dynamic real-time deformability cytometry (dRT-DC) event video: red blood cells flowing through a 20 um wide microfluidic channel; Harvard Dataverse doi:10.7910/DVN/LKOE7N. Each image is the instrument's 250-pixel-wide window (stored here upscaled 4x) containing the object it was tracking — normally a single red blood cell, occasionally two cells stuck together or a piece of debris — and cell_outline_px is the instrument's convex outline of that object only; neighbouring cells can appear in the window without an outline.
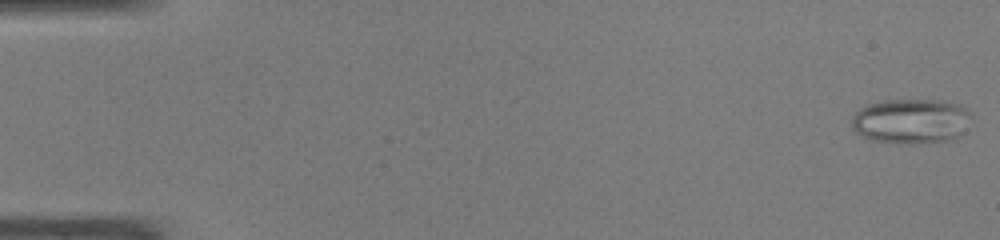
{"species": "common noctule bat (a hibernating species)", "species_latin": "Nyctalus noctula", "temperature_condition": "warm", "stored_images_in_passage": 48, "camera_frame_rate_fps": 3000, "um_per_image_px": 0.085, "animal": {"sex": "male", "body_mass_g": 19.0, "forearm_length_mm": 50.8}, "frame": {"image": 1, "passage_image": 1, "time_ms": 0.0, "image_size_px": [1000, 240], "cell_outline_px": [[968, 112], [960, 136], [948, 140], [912, 144], [908, 144], [872, 140], [860, 136], [852, 128], [852, 116], [860, 108], [868, 104], [884, 100], [944, 100], [956, 104], [964, 108]], "centroid_in_image_um": [77.34, 10.29], "position_along_channel_um": 7.7, "area_um2": 30.87}}
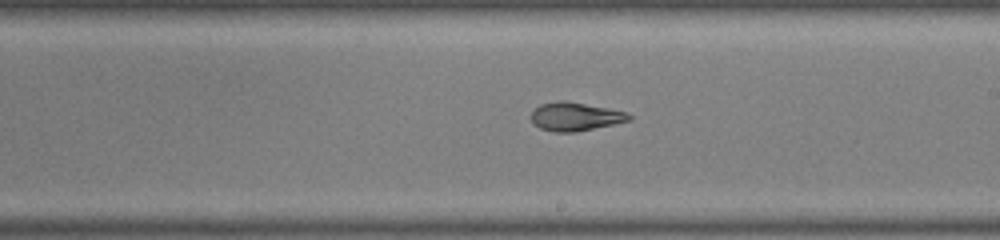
{"frame": {"image": 2, "passage_image": 28, "time_ms": 9.0, "image_size_px": [1000, 240], "cell_outline_px": [[632, 120], [576, 132], [552, 132], [540, 128], [532, 124], [528, 116], [540, 104], [560, 100], [564, 100], [608, 108], [628, 112], [632, 116]], "centroid_in_image_um": [48.86, 9.91], "position_along_channel_um": 240.1, "area_um2": 16.47}}
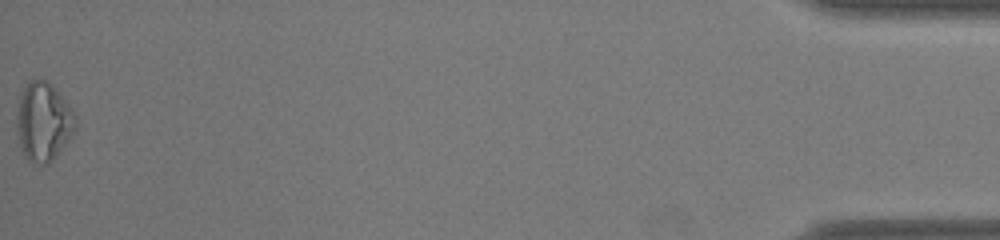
{"frame": {"image": 3, "passage_image": 48, "time_ms": 15.667, "image_size_px": [1000, 240], "cell_outline_px": [[76, 128], [56, 156], [52, 160], [44, 164], [32, 164], [24, 156], [20, 144], [16, 124], [16, 116], [20, 92], [32, 80], [44, 80], [68, 104], [76, 116]], "centroid_in_image_um": [3.66, 10.39], "position_along_channel_um": 431.5, "area_um2": 26.41}, "authors_computed_cell_mechanics": {"area_um2": 19.8543, "velocity_mm_per_s": 4.2717, "shape_relaxation_time_tau1_ms": null, "shape_relaxation_time_tau2_ms": 3.4143, "deformation_change_tau1": null, "deformation_change_tau2": 0.0801}}